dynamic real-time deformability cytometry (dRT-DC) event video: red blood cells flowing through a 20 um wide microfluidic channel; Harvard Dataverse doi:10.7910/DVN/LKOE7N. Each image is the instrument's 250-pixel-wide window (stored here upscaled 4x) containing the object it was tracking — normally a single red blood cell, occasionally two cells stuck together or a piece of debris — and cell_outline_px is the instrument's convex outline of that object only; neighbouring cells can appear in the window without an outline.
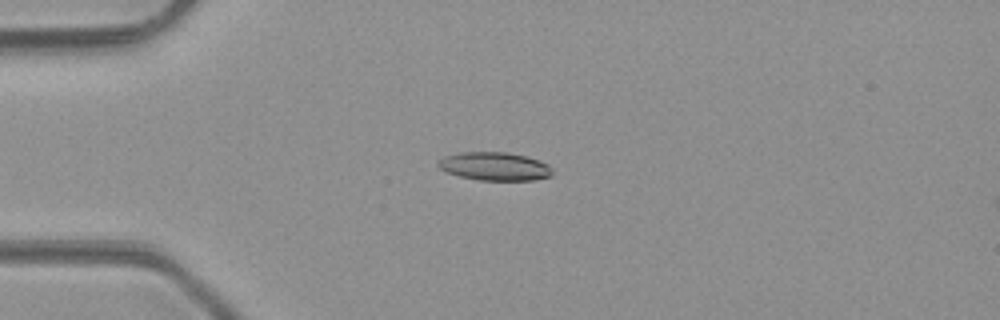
{"species": "common noctule bat (a hibernating species)", "species_latin": "Nyctalus noctula", "temperature_condition": "room temperature", "stored_images_in_passage": 42, "camera_frame_rate_fps": 3000, "um_per_image_px": 0.085, "animal": {"sex": "male", "body_mass_g": 23.1, "forearm_length_mm": 52.7}, "frame": {"image": 1, "passage_image": 10, "time_ms": 3.0, "image_size_px": [1000, 320], "cell_outline_px": [[552, 176], [536, 180], [480, 180], [460, 176], [444, 172], [436, 164], [444, 156], [460, 152], [508, 152], [528, 156], [540, 160], [548, 164], [552, 168]], "centroid_in_image_um": [42.07, 14.13], "position_along_channel_um": 42.9, "area_um2": 19.07}}
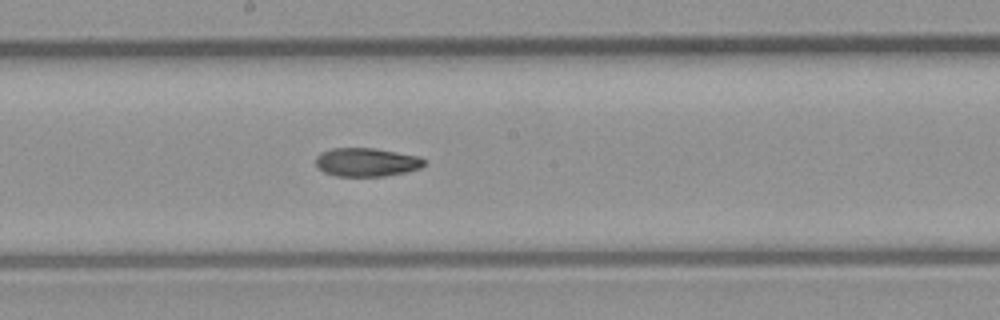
{"frame": {"image": 2, "passage_image": 24, "time_ms": 7.667, "image_size_px": [1000, 320], "cell_outline_px": [[424, 164], [420, 168], [404, 172], [384, 176], [336, 176], [324, 172], [316, 168], [316, 156], [320, 152], [332, 148], [376, 148], [420, 156], [424, 160]], "centroid_in_image_um": [31.12, 13.78], "position_along_channel_um": 217.1, "area_um2": 18.15}}
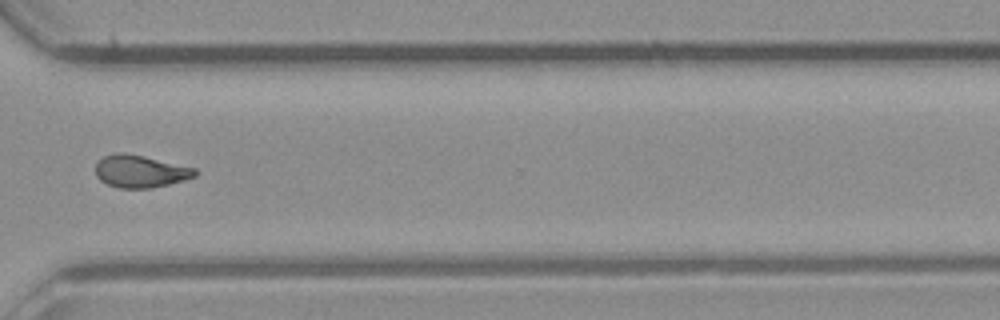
{"frame": {"image": 3, "passage_image": 34, "time_ms": 11.0, "image_size_px": [1000, 320], "cell_outline_px": [[196, 176], [184, 180], [152, 188], [120, 188], [108, 184], [100, 180], [96, 176], [96, 160], [104, 156], [116, 152], [124, 152], [144, 156], [196, 168]], "centroid_in_image_um": [11.9, 14.55], "position_along_channel_um": 358.7, "area_um2": 18.84}, "authors_computed_cell_mechanics": {"area_um2": 18.5538, "velocity_mm_per_s": 4.2646, "shape_relaxation_time_tau1_ms": null, "shape_relaxation_time_tau2_ms": 3.249, "deformation_change_tau1": null, "deformation_change_tau2": 0.0976}}